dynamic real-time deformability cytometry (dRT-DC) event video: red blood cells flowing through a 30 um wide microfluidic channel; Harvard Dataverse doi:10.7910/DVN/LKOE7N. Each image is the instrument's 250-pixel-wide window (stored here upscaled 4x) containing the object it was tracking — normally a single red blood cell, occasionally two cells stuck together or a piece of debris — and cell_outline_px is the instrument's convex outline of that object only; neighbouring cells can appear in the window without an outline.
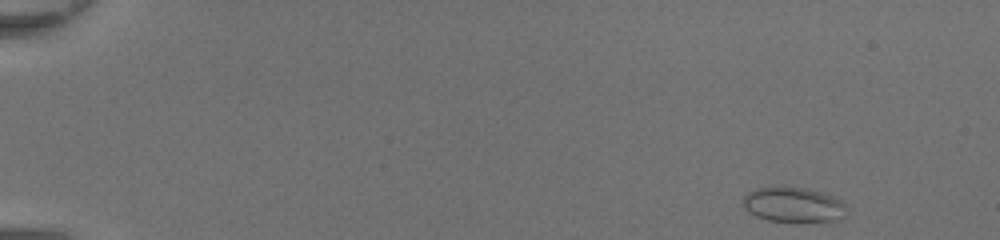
{"species": "common noctule bat (a hibernating species)", "species_latin": "Nyctalus noctula", "temperature_condition": "room temperature", "stored_images_in_passage": 44, "camera_frame_rate_fps": 3000, "um_per_image_px": 0.085, "animal": {"sex": "female", "body_mass_g": 20.0, "forearm_length_mm": 54.0}, "frame": {"image": 1, "passage_image": 1, "time_ms": 0.0, "image_size_px": [1000, 240], "cell_outline_px": [[848, 208], [844, 216], [840, 220], [768, 220], [756, 216], [744, 208], [744, 196], [748, 192], [756, 188], [780, 184], [808, 188], [832, 196], [840, 200]], "centroid_in_image_um": [67.42, 17.34], "position_along_channel_um": 17.6, "area_um2": 21.15}}
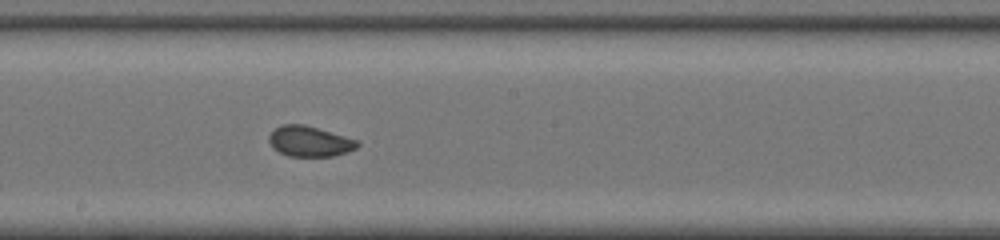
{"frame": {"image": 2, "passage_image": 25, "time_ms": 8.0, "image_size_px": [1000, 240], "cell_outline_px": [[360, 144], [356, 148], [348, 152], [332, 156], [288, 156], [272, 148], [268, 140], [268, 136], [276, 128], [284, 124], [304, 124], [360, 140]], "centroid_in_image_um": [26.34, 12.01], "position_along_channel_um": 221.9, "area_um2": 15.78}}
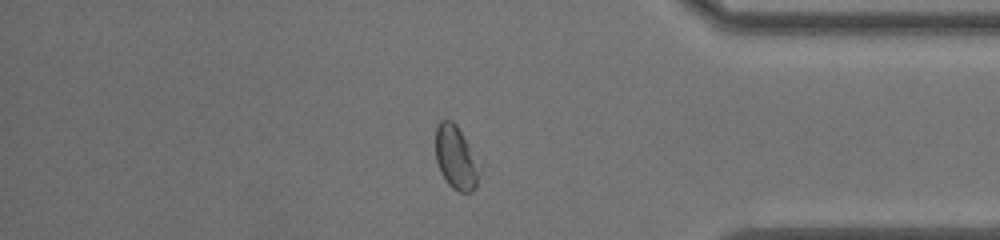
{"frame": {"image": 3, "passage_image": 38, "time_ms": 12.333, "image_size_px": [1000, 240], "cell_outline_px": [[480, 172], [476, 188], [472, 192], [460, 192], [452, 188], [448, 184], [440, 172], [436, 160], [436, 124], [440, 120], [452, 120], [456, 124], [468, 144], [480, 168]], "centroid_in_image_um": [38.74, 13.42], "position_along_channel_um": 396.5, "area_um2": 16.18}, "authors_computed_cell_mechanics": {"area_um2": 16.7909, "velocity_mm_per_s": 4.4322, "shape_relaxation_time_tau1_ms": null, "shape_relaxation_time_tau2_ms": 1.4497, "deformation_change_tau1": null, "deformation_change_tau2": 0.0406}}